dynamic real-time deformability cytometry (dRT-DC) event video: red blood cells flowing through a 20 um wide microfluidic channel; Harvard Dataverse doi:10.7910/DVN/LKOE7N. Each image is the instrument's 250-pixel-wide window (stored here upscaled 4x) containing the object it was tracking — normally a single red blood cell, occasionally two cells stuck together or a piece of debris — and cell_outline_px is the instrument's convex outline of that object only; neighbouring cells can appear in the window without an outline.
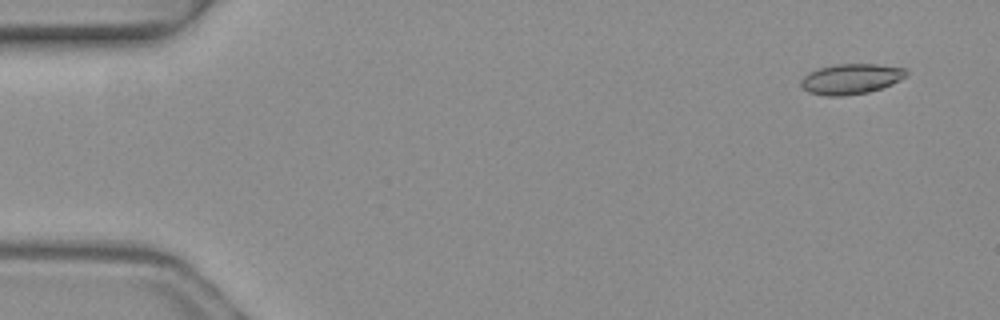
{"species": "common noctule bat (a hibernating species)", "species_latin": "Nyctalus noctula", "temperature_condition": "warm", "stored_images_in_passage": 3, "camera_frame_rate_fps": 3000, "um_per_image_px": 0.085, "animal": {"sex": "female", "body_mass_g": 19.3, "forearm_length_mm": 54.1}, "frame": {"image": 1, "passage_image": 1, "time_ms": 0.0, "image_size_px": [1000, 320], "cell_outline_px": [[908, 72], [904, 76], [892, 84], [868, 92], [844, 96], [824, 96], [808, 92], [800, 84], [800, 80], [808, 72], [820, 68], [836, 64], [876, 64], [904, 68]], "centroid_in_image_um": [72.29, 6.71], "position_along_channel_um": 12.7, "area_um2": 18.5}}